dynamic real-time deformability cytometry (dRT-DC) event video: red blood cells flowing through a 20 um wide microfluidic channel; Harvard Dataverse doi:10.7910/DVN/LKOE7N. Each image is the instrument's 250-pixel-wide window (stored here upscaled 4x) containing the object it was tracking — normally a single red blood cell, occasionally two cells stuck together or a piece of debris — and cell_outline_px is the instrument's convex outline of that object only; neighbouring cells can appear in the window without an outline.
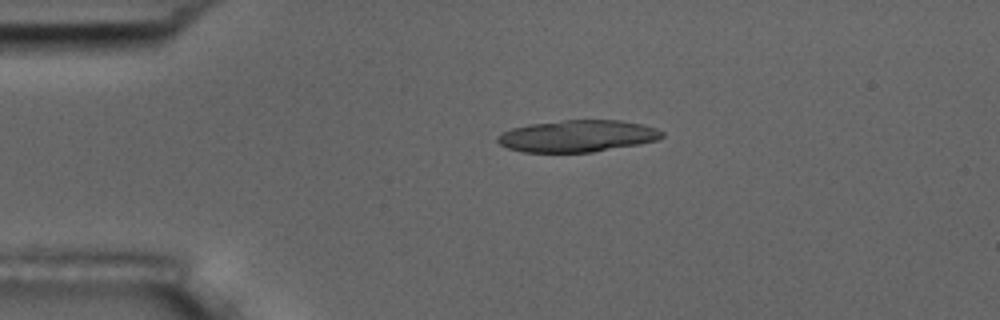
{"species": "common noctule bat (a hibernating species)", "species_latin": "Nyctalus noctula", "temperature_condition": "room temperature", "stored_images_in_passage": 5, "camera_frame_rate_fps": 3000, "um_per_image_px": 0.085, "animal": {"sex": "male", "body_mass_g": 17.5, "forearm_length_mm": 52.3}, "frame": {"image": 1, "passage_image": 4, "time_ms": 3.667, "image_size_px": [1000, 320], "cell_outline_px": [[664, 136], [656, 140], [640, 144], [592, 152], [524, 152], [508, 148], [500, 144], [496, 140], [496, 136], [512, 128], [528, 124], [564, 120], [620, 120], [640, 124], [656, 128], [664, 132]], "centroid_in_image_um": [49.08, 11.56], "position_along_channel_um": 35.9, "area_um2": 30.46}}